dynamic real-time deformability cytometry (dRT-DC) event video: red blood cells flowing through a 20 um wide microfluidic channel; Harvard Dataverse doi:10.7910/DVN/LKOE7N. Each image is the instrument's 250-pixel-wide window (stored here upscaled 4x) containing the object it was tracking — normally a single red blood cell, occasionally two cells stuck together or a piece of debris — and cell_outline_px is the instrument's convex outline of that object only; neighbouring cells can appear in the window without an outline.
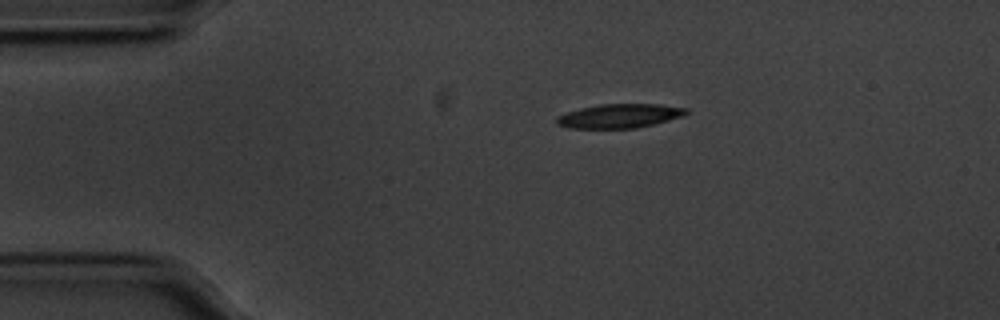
{"species": "common noctule bat (a hibernating species)", "species_latin": "Nyctalus noctula", "temperature_condition": "cold", "stored_images_in_passage": 46, "camera_frame_rate_fps": 3000, "um_per_image_px": 0.085, "animal": {"sex": "male", "body_mass_g": 20.1, "forearm_length_mm": 53.5}, "frame": {"image": 1, "passage_image": 1, "time_ms": 0.0, "image_size_px": [1000, 320], "cell_outline_px": [[688, 112], [684, 116], [636, 128], [568, 128], [556, 124], [556, 116], [580, 108], [600, 104], [660, 104], [688, 108]], "centroid_in_image_um": [52.65, 9.85], "position_along_channel_um": 32.3, "area_um2": 18.15}}
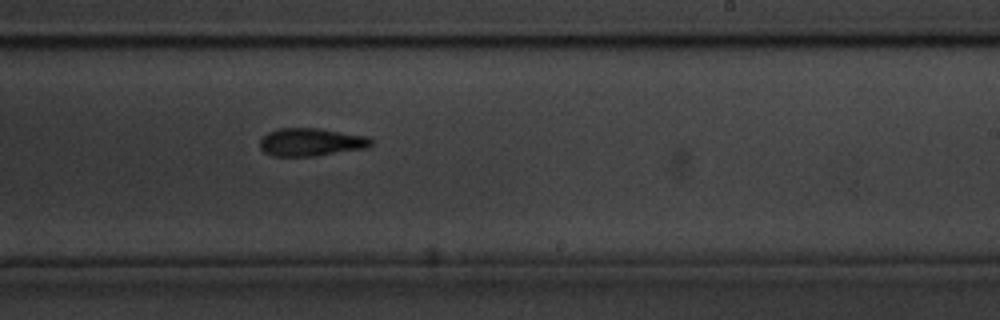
{"frame": {"image": 2, "passage_image": 24, "time_ms": 7.667, "image_size_px": [1000, 320], "cell_outline_px": [[372, 144], [368, 148], [316, 156], [272, 156], [264, 152], [260, 148], [260, 140], [268, 132], [280, 128], [320, 128], [368, 136], [372, 140]], "centroid_in_image_um": [26.46, 12.08], "position_along_channel_um": 262.5, "area_um2": 18.26}}
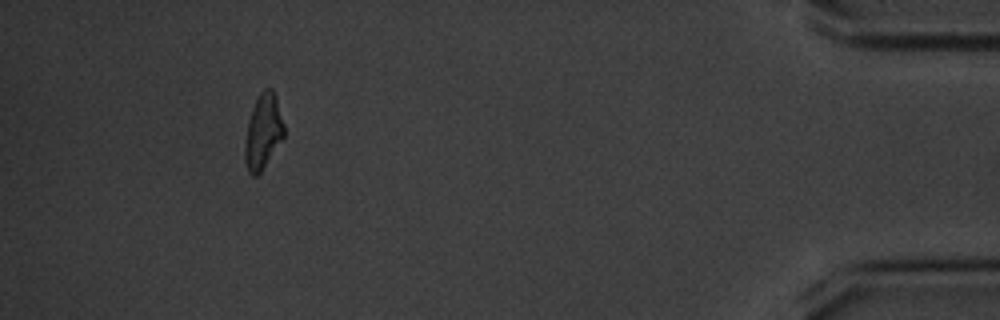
{"frame": {"image": 3, "passage_image": 42, "time_ms": 13.667, "image_size_px": [1000, 320], "cell_outline_px": [[284, 136], [260, 172], [256, 176], [252, 176], [248, 172], [244, 160], [244, 140], [248, 120], [252, 108], [260, 92], [264, 88], [272, 88], [276, 96], [284, 124]], "centroid_in_image_um": [22.34, 11.18], "position_along_channel_um": 412.9, "area_um2": 17.11}, "authors_computed_cell_mechanics": {"area_um2": 18.1203, "velocity_mm_per_s": 3.5359, "shape_relaxation_time_tau1_ms": 3.6262, "shape_relaxation_time_tau2_ms": 6.518, "deformation_change_tau1": 0.1678, "deformation_change_tau2": 0.1627}}